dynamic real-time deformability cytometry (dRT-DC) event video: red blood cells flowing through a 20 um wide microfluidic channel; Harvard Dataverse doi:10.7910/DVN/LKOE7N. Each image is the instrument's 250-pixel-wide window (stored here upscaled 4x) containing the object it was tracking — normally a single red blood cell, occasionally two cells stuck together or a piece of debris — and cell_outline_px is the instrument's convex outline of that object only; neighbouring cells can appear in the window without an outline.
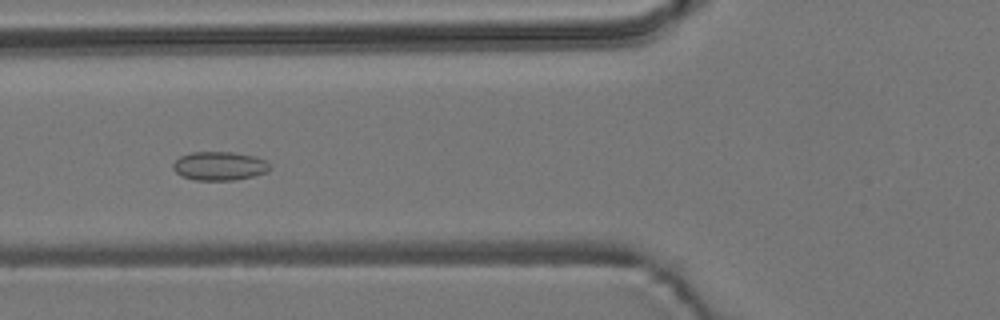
{"species": "common noctule bat (a hibernating species)", "species_latin": "Nyctalus noctula", "temperature_condition": "room temperature", "stored_images_in_passage": 10, "camera_frame_rate_fps": 3000, "um_per_image_px": 0.085, "animal": {"sex": "male", "body_mass_g": 19.2, "forearm_length_mm": 51.8}, "frame": {"image": 1, "passage_image": 6, "time_ms": 7.0, "image_size_px": [1000, 320], "cell_outline_px": [[272, 168], [264, 172], [252, 176], [232, 180], [196, 180], [180, 176], [172, 168], [172, 164], [180, 156], [192, 152], [232, 152], [252, 156], [264, 160], [272, 164]], "centroid_in_image_um": [18.62, 14.11], "position_along_channel_um": 107.2, "area_um2": 16.13}}
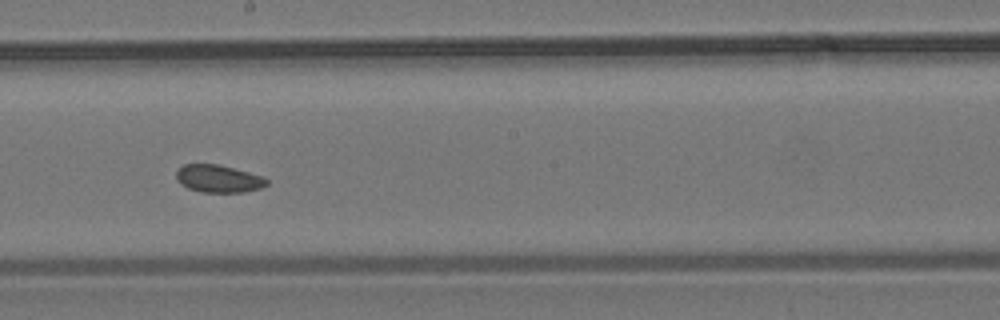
{"frame": {"image": 2, "passage_image": 9, "time_ms": 10.333, "image_size_px": [1000, 320], "cell_outline_px": [[268, 184], [260, 188], [244, 192], [200, 192], [188, 188], [180, 184], [176, 180], [176, 172], [184, 164], [220, 164], [248, 172], [260, 176], [268, 180]], "centroid_in_image_um": [18.54, 15.19], "position_along_channel_um": 229.7, "area_um2": 14.51}}
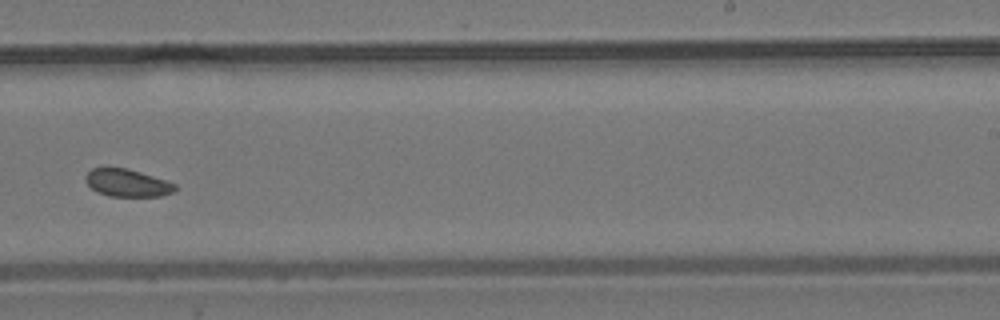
{"frame": {"image": 3, "passage_image": 10, "time_ms": 11.667, "image_size_px": [1000, 320], "cell_outline_px": [[176, 188], [172, 192], [160, 196], [108, 196], [96, 192], [88, 184], [84, 176], [92, 168], [104, 164], [108, 164], [128, 168], [176, 184]], "centroid_in_image_um": [10.72, 15.49], "position_along_channel_um": 278.3, "area_um2": 14.74}}